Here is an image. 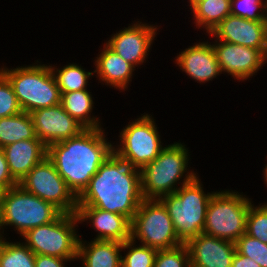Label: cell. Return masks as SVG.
I'll list each match as a JSON object with an SVG mask.
<instances>
[{
  "mask_svg": "<svg viewBox=\"0 0 267 267\" xmlns=\"http://www.w3.org/2000/svg\"><path fill=\"white\" fill-rule=\"evenodd\" d=\"M140 169L112 153L78 197L77 207H95L133 220L140 203Z\"/></svg>",
  "mask_w": 267,
  "mask_h": 267,
  "instance_id": "obj_1",
  "label": "cell"
},
{
  "mask_svg": "<svg viewBox=\"0 0 267 267\" xmlns=\"http://www.w3.org/2000/svg\"><path fill=\"white\" fill-rule=\"evenodd\" d=\"M104 131L102 127L85 129L76 137L47 147V158L77 198L113 153V145Z\"/></svg>",
  "mask_w": 267,
  "mask_h": 267,
  "instance_id": "obj_2",
  "label": "cell"
},
{
  "mask_svg": "<svg viewBox=\"0 0 267 267\" xmlns=\"http://www.w3.org/2000/svg\"><path fill=\"white\" fill-rule=\"evenodd\" d=\"M165 146L154 161L140 169L143 199L159 200L163 196L173 194L198 175L187 169L190 152L183 143L174 142ZM177 184L180 186L178 187Z\"/></svg>",
  "mask_w": 267,
  "mask_h": 267,
  "instance_id": "obj_3",
  "label": "cell"
},
{
  "mask_svg": "<svg viewBox=\"0 0 267 267\" xmlns=\"http://www.w3.org/2000/svg\"><path fill=\"white\" fill-rule=\"evenodd\" d=\"M13 69L0 68L8 79L22 111L30 113L60 104L61 93L50 65L38 64Z\"/></svg>",
  "mask_w": 267,
  "mask_h": 267,
  "instance_id": "obj_4",
  "label": "cell"
},
{
  "mask_svg": "<svg viewBox=\"0 0 267 267\" xmlns=\"http://www.w3.org/2000/svg\"><path fill=\"white\" fill-rule=\"evenodd\" d=\"M214 193L204 192L197 175L175 193L159 199L166 207L176 234L183 243L203 232L207 206Z\"/></svg>",
  "mask_w": 267,
  "mask_h": 267,
  "instance_id": "obj_5",
  "label": "cell"
},
{
  "mask_svg": "<svg viewBox=\"0 0 267 267\" xmlns=\"http://www.w3.org/2000/svg\"><path fill=\"white\" fill-rule=\"evenodd\" d=\"M251 200L238 191H216L208 203L202 233L235 243L246 232Z\"/></svg>",
  "mask_w": 267,
  "mask_h": 267,
  "instance_id": "obj_6",
  "label": "cell"
},
{
  "mask_svg": "<svg viewBox=\"0 0 267 267\" xmlns=\"http://www.w3.org/2000/svg\"><path fill=\"white\" fill-rule=\"evenodd\" d=\"M61 213L52 203L25 191L18 184L6 192L0 214V237L6 226H13L22 236L32 228L51 223Z\"/></svg>",
  "mask_w": 267,
  "mask_h": 267,
  "instance_id": "obj_7",
  "label": "cell"
},
{
  "mask_svg": "<svg viewBox=\"0 0 267 267\" xmlns=\"http://www.w3.org/2000/svg\"><path fill=\"white\" fill-rule=\"evenodd\" d=\"M77 224L76 213H61L51 223L32 228L21 237L35 255L77 259L80 239Z\"/></svg>",
  "mask_w": 267,
  "mask_h": 267,
  "instance_id": "obj_8",
  "label": "cell"
},
{
  "mask_svg": "<svg viewBox=\"0 0 267 267\" xmlns=\"http://www.w3.org/2000/svg\"><path fill=\"white\" fill-rule=\"evenodd\" d=\"M131 239L156 250L177 247L178 238L166 207L158 199H143L131 221ZM137 239V240H136Z\"/></svg>",
  "mask_w": 267,
  "mask_h": 267,
  "instance_id": "obj_9",
  "label": "cell"
},
{
  "mask_svg": "<svg viewBox=\"0 0 267 267\" xmlns=\"http://www.w3.org/2000/svg\"><path fill=\"white\" fill-rule=\"evenodd\" d=\"M153 117L147 113L123 127L119 145H113V153L131 167L141 169L154 161L165 148Z\"/></svg>",
  "mask_w": 267,
  "mask_h": 267,
  "instance_id": "obj_10",
  "label": "cell"
},
{
  "mask_svg": "<svg viewBox=\"0 0 267 267\" xmlns=\"http://www.w3.org/2000/svg\"><path fill=\"white\" fill-rule=\"evenodd\" d=\"M19 185L25 191L52 203L62 213L73 214L77 211L78 198L47 157L35 165Z\"/></svg>",
  "mask_w": 267,
  "mask_h": 267,
  "instance_id": "obj_11",
  "label": "cell"
},
{
  "mask_svg": "<svg viewBox=\"0 0 267 267\" xmlns=\"http://www.w3.org/2000/svg\"><path fill=\"white\" fill-rule=\"evenodd\" d=\"M158 26L137 21L111 35L106 44L135 68L148 57Z\"/></svg>",
  "mask_w": 267,
  "mask_h": 267,
  "instance_id": "obj_12",
  "label": "cell"
},
{
  "mask_svg": "<svg viewBox=\"0 0 267 267\" xmlns=\"http://www.w3.org/2000/svg\"><path fill=\"white\" fill-rule=\"evenodd\" d=\"M36 137L46 147L79 135L85 128L71 117L61 104L29 113Z\"/></svg>",
  "mask_w": 267,
  "mask_h": 267,
  "instance_id": "obj_13",
  "label": "cell"
},
{
  "mask_svg": "<svg viewBox=\"0 0 267 267\" xmlns=\"http://www.w3.org/2000/svg\"><path fill=\"white\" fill-rule=\"evenodd\" d=\"M213 43L221 73L226 72L239 82L254 76L264 65L263 53L258 49L220 40Z\"/></svg>",
  "mask_w": 267,
  "mask_h": 267,
  "instance_id": "obj_14",
  "label": "cell"
},
{
  "mask_svg": "<svg viewBox=\"0 0 267 267\" xmlns=\"http://www.w3.org/2000/svg\"><path fill=\"white\" fill-rule=\"evenodd\" d=\"M208 35L217 38L215 40L255 48L263 53L267 37V21H252L228 15Z\"/></svg>",
  "mask_w": 267,
  "mask_h": 267,
  "instance_id": "obj_15",
  "label": "cell"
},
{
  "mask_svg": "<svg viewBox=\"0 0 267 267\" xmlns=\"http://www.w3.org/2000/svg\"><path fill=\"white\" fill-rule=\"evenodd\" d=\"M185 244L191 267H231L236 253L234 242L204 233L192 237Z\"/></svg>",
  "mask_w": 267,
  "mask_h": 267,
  "instance_id": "obj_16",
  "label": "cell"
},
{
  "mask_svg": "<svg viewBox=\"0 0 267 267\" xmlns=\"http://www.w3.org/2000/svg\"><path fill=\"white\" fill-rule=\"evenodd\" d=\"M212 42H199L177 54L175 63L197 83L212 81L222 74Z\"/></svg>",
  "mask_w": 267,
  "mask_h": 267,
  "instance_id": "obj_17",
  "label": "cell"
},
{
  "mask_svg": "<svg viewBox=\"0 0 267 267\" xmlns=\"http://www.w3.org/2000/svg\"><path fill=\"white\" fill-rule=\"evenodd\" d=\"M79 223L89 221L97 233L94 240L124 242L131 239V221L124 215L95 207H77Z\"/></svg>",
  "mask_w": 267,
  "mask_h": 267,
  "instance_id": "obj_18",
  "label": "cell"
},
{
  "mask_svg": "<svg viewBox=\"0 0 267 267\" xmlns=\"http://www.w3.org/2000/svg\"><path fill=\"white\" fill-rule=\"evenodd\" d=\"M8 169L19 184L29 171L47 157V147L37 137L22 140L3 147Z\"/></svg>",
  "mask_w": 267,
  "mask_h": 267,
  "instance_id": "obj_19",
  "label": "cell"
},
{
  "mask_svg": "<svg viewBox=\"0 0 267 267\" xmlns=\"http://www.w3.org/2000/svg\"><path fill=\"white\" fill-rule=\"evenodd\" d=\"M94 60L97 79L104 82L105 85L112 86L114 89L125 91L128 89L129 83L132 81L135 67L120 57L106 43Z\"/></svg>",
  "mask_w": 267,
  "mask_h": 267,
  "instance_id": "obj_20",
  "label": "cell"
},
{
  "mask_svg": "<svg viewBox=\"0 0 267 267\" xmlns=\"http://www.w3.org/2000/svg\"><path fill=\"white\" fill-rule=\"evenodd\" d=\"M89 243V244H88ZM79 239L78 259L84 267H121L122 242Z\"/></svg>",
  "mask_w": 267,
  "mask_h": 267,
  "instance_id": "obj_21",
  "label": "cell"
},
{
  "mask_svg": "<svg viewBox=\"0 0 267 267\" xmlns=\"http://www.w3.org/2000/svg\"><path fill=\"white\" fill-rule=\"evenodd\" d=\"M90 93L87 89L61 93L60 104L85 129H98L102 126L97 116H91L94 102Z\"/></svg>",
  "mask_w": 267,
  "mask_h": 267,
  "instance_id": "obj_22",
  "label": "cell"
},
{
  "mask_svg": "<svg viewBox=\"0 0 267 267\" xmlns=\"http://www.w3.org/2000/svg\"><path fill=\"white\" fill-rule=\"evenodd\" d=\"M197 28L211 31L228 15H231V0H197L191 6Z\"/></svg>",
  "mask_w": 267,
  "mask_h": 267,
  "instance_id": "obj_23",
  "label": "cell"
},
{
  "mask_svg": "<svg viewBox=\"0 0 267 267\" xmlns=\"http://www.w3.org/2000/svg\"><path fill=\"white\" fill-rule=\"evenodd\" d=\"M35 138V129L29 113L22 111L10 117L0 118V145L2 148L15 142Z\"/></svg>",
  "mask_w": 267,
  "mask_h": 267,
  "instance_id": "obj_24",
  "label": "cell"
},
{
  "mask_svg": "<svg viewBox=\"0 0 267 267\" xmlns=\"http://www.w3.org/2000/svg\"><path fill=\"white\" fill-rule=\"evenodd\" d=\"M50 67L56 78L60 93L87 89L88 79L94 74V71H86L77 63H70L62 68H57L51 64Z\"/></svg>",
  "mask_w": 267,
  "mask_h": 267,
  "instance_id": "obj_25",
  "label": "cell"
},
{
  "mask_svg": "<svg viewBox=\"0 0 267 267\" xmlns=\"http://www.w3.org/2000/svg\"><path fill=\"white\" fill-rule=\"evenodd\" d=\"M35 258L24 242H9L0 237V267H35Z\"/></svg>",
  "mask_w": 267,
  "mask_h": 267,
  "instance_id": "obj_26",
  "label": "cell"
},
{
  "mask_svg": "<svg viewBox=\"0 0 267 267\" xmlns=\"http://www.w3.org/2000/svg\"><path fill=\"white\" fill-rule=\"evenodd\" d=\"M135 244L132 239L123 242L122 249H127V253L122 256L121 267H154L157 250Z\"/></svg>",
  "mask_w": 267,
  "mask_h": 267,
  "instance_id": "obj_27",
  "label": "cell"
},
{
  "mask_svg": "<svg viewBox=\"0 0 267 267\" xmlns=\"http://www.w3.org/2000/svg\"><path fill=\"white\" fill-rule=\"evenodd\" d=\"M245 233L267 244V203L258 206L250 205Z\"/></svg>",
  "mask_w": 267,
  "mask_h": 267,
  "instance_id": "obj_28",
  "label": "cell"
},
{
  "mask_svg": "<svg viewBox=\"0 0 267 267\" xmlns=\"http://www.w3.org/2000/svg\"><path fill=\"white\" fill-rule=\"evenodd\" d=\"M230 11L233 16L267 21V0H231Z\"/></svg>",
  "mask_w": 267,
  "mask_h": 267,
  "instance_id": "obj_29",
  "label": "cell"
},
{
  "mask_svg": "<svg viewBox=\"0 0 267 267\" xmlns=\"http://www.w3.org/2000/svg\"><path fill=\"white\" fill-rule=\"evenodd\" d=\"M236 251L248 258L253 259L261 267H267V244L243 234L236 242Z\"/></svg>",
  "mask_w": 267,
  "mask_h": 267,
  "instance_id": "obj_30",
  "label": "cell"
},
{
  "mask_svg": "<svg viewBox=\"0 0 267 267\" xmlns=\"http://www.w3.org/2000/svg\"><path fill=\"white\" fill-rule=\"evenodd\" d=\"M154 267H191L185 243L170 249L157 250Z\"/></svg>",
  "mask_w": 267,
  "mask_h": 267,
  "instance_id": "obj_31",
  "label": "cell"
},
{
  "mask_svg": "<svg viewBox=\"0 0 267 267\" xmlns=\"http://www.w3.org/2000/svg\"><path fill=\"white\" fill-rule=\"evenodd\" d=\"M22 112L8 79L0 72V118Z\"/></svg>",
  "mask_w": 267,
  "mask_h": 267,
  "instance_id": "obj_32",
  "label": "cell"
},
{
  "mask_svg": "<svg viewBox=\"0 0 267 267\" xmlns=\"http://www.w3.org/2000/svg\"><path fill=\"white\" fill-rule=\"evenodd\" d=\"M0 185L5 186L7 189L18 185L9 172L6 156L3 151L0 152Z\"/></svg>",
  "mask_w": 267,
  "mask_h": 267,
  "instance_id": "obj_33",
  "label": "cell"
},
{
  "mask_svg": "<svg viewBox=\"0 0 267 267\" xmlns=\"http://www.w3.org/2000/svg\"><path fill=\"white\" fill-rule=\"evenodd\" d=\"M76 259H63L49 255H36L35 267H65V262Z\"/></svg>",
  "mask_w": 267,
  "mask_h": 267,
  "instance_id": "obj_34",
  "label": "cell"
},
{
  "mask_svg": "<svg viewBox=\"0 0 267 267\" xmlns=\"http://www.w3.org/2000/svg\"><path fill=\"white\" fill-rule=\"evenodd\" d=\"M231 267H261L253 259L239 254L237 251L233 256Z\"/></svg>",
  "mask_w": 267,
  "mask_h": 267,
  "instance_id": "obj_35",
  "label": "cell"
},
{
  "mask_svg": "<svg viewBox=\"0 0 267 267\" xmlns=\"http://www.w3.org/2000/svg\"><path fill=\"white\" fill-rule=\"evenodd\" d=\"M7 190L8 189L5 186H1L0 185V214H1V211H2V207H3V204H4V198H5Z\"/></svg>",
  "mask_w": 267,
  "mask_h": 267,
  "instance_id": "obj_36",
  "label": "cell"
},
{
  "mask_svg": "<svg viewBox=\"0 0 267 267\" xmlns=\"http://www.w3.org/2000/svg\"><path fill=\"white\" fill-rule=\"evenodd\" d=\"M263 63L264 64L267 63V37H266L265 49H264V52H263Z\"/></svg>",
  "mask_w": 267,
  "mask_h": 267,
  "instance_id": "obj_37",
  "label": "cell"
},
{
  "mask_svg": "<svg viewBox=\"0 0 267 267\" xmlns=\"http://www.w3.org/2000/svg\"><path fill=\"white\" fill-rule=\"evenodd\" d=\"M263 173L262 175H264V181L266 182L265 184H267V164L265 165V168L263 169Z\"/></svg>",
  "mask_w": 267,
  "mask_h": 267,
  "instance_id": "obj_38",
  "label": "cell"
},
{
  "mask_svg": "<svg viewBox=\"0 0 267 267\" xmlns=\"http://www.w3.org/2000/svg\"><path fill=\"white\" fill-rule=\"evenodd\" d=\"M195 1H197V0H189L190 5H188V6H191Z\"/></svg>",
  "mask_w": 267,
  "mask_h": 267,
  "instance_id": "obj_39",
  "label": "cell"
}]
</instances>
